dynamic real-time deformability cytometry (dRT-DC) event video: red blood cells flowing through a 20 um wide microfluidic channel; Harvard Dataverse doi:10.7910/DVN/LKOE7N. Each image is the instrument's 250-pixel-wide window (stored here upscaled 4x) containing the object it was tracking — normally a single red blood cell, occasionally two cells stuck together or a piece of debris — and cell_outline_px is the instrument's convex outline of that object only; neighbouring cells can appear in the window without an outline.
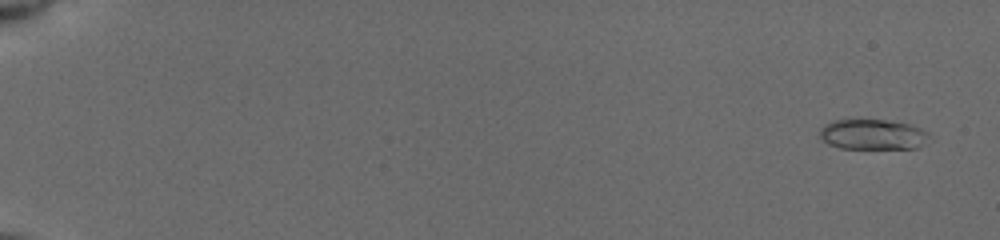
{"species": "common noctule bat (a hibernating species)", "species_latin": "Nyctalus noctula", "temperature_condition": "cold", "stored_images_in_passage": 6, "camera_frame_rate_fps": 3000, "um_per_image_px": 0.085, "animal": {"sex": "female", "body_mass_g": 19.5, "forearm_length_mm": 54.1}, "frame": {"image": 1, "passage_image": 4, "time_ms": 0.667, "image_size_px": [1000, 240], "cell_outline_px": [[928, 136], [924, 144], [916, 148], [840, 148], [828, 144], [820, 136], [820, 128], [824, 124], [836, 120], [884, 120], [908, 124], [920, 128], [928, 132]], "centroid_in_image_um": [74.16, 11.43], "position_along_channel_um": 10.8, "area_um2": 19.07}}